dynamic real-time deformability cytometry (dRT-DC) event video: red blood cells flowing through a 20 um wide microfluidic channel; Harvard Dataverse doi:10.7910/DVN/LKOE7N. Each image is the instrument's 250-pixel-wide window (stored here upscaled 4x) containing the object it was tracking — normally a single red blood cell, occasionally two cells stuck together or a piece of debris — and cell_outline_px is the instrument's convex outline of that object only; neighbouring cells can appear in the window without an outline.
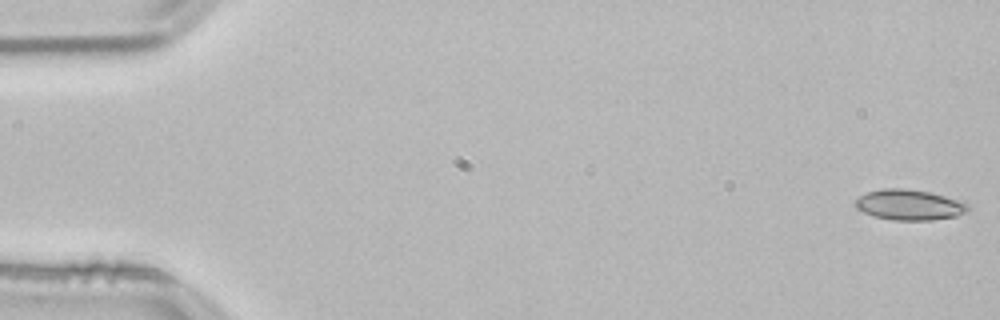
{"species": "common noctule bat (a hibernating species)", "species_latin": "Nyctalus noctula", "temperature_condition": "room temperature", "stored_images_in_passage": 54, "camera_frame_rate_fps": 3000, "um_per_image_px": 0.085, "animal": {"sex": "male", "body_mass_g": 21.5, "forearm_length_mm": 52.0}, "frame": {"image": 1, "passage_image": 1, "time_ms": 0.0, "image_size_px": [1000, 320], "cell_outline_px": [[968, 212], [956, 216], [932, 220], [892, 220], [872, 216], [856, 208], [856, 200], [860, 196], [868, 192], [884, 188], [904, 188], [928, 192], [964, 200], [968, 204]], "centroid_in_image_um": [77.33, 17.41], "position_along_channel_um": 7.7, "area_um2": 20.11}}
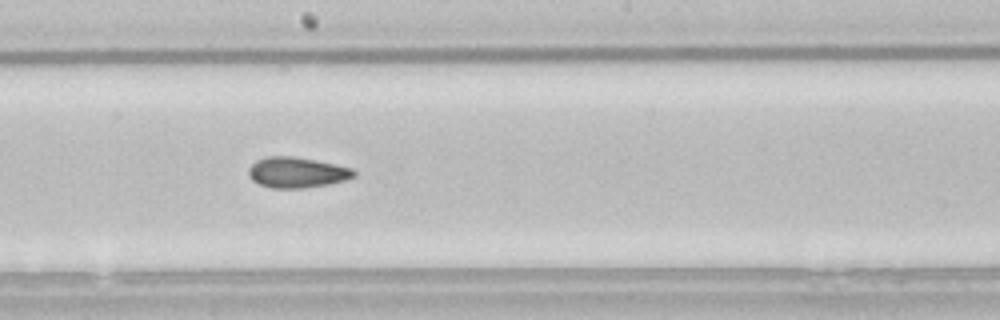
{"frame": {"image": 2, "passage_image": 29, "time_ms": 9.333, "image_size_px": [1000, 320], "cell_outline_px": [[356, 176], [344, 180], [328, 184], [304, 188], [272, 188], [260, 184], [252, 180], [248, 176], [248, 168], [256, 160], [268, 156], [292, 156], [336, 164], [352, 168], [356, 172]], "centroid_in_image_um": [25.22, 14.65], "position_along_channel_um": 223.0, "area_um2": 18.79}}
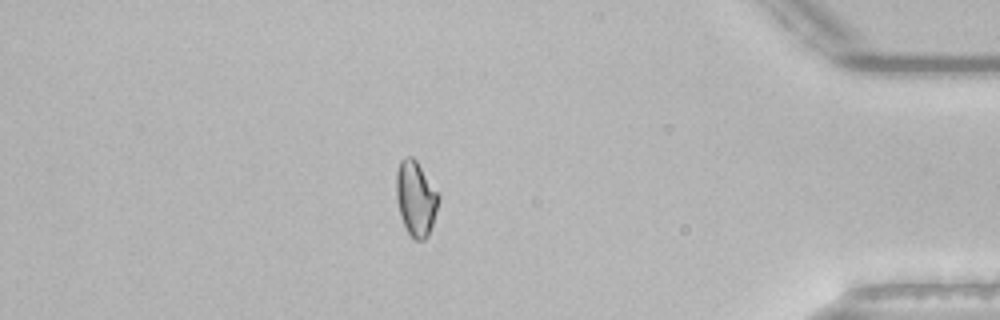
{"frame": {"image": 3, "passage_image": 46, "time_ms": 15.0, "image_size_px": [1000, 320], "cell_outline_px": [[440, 200], [428, 236], [424, 240], [416, 240], [408, 232], [400, 216], [396, 200], [396, 172], [400, 160], [404, 156], [412, 156], [416, 160], [440, 196]], "centroid_in_image_um": [35.33, 16.85], "position_along_channel_um": 399.9, "area_um2": 18.44}, "authors_computed_cell_mechanics": {"area_um2": 18.7272, "velocity_mm_per_s": 3.8261, "shape_relaxation_time_tau1_ms": null, "shape_relaxation_time_tau2_ms": 8.9314, "deformation_change_tau1": null, "deformation_change_tau2": 0.1312}}